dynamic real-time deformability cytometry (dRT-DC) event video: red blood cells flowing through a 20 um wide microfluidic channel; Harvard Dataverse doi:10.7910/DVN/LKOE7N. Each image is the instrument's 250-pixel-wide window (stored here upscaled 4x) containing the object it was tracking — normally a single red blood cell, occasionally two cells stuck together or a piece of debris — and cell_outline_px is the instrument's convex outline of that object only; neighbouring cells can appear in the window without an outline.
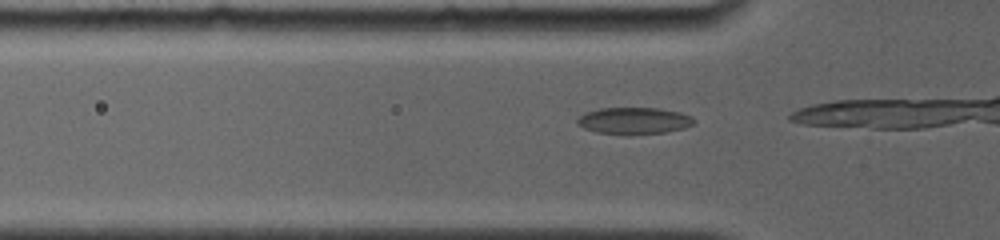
{"species": "common noctule bat (a hibernating species)", "species_latin": "Nyctalus noctula", "temperature_condition": "room temperature", "stored_images_in_passage": 52, "camera_frame_rate_fps": 4000, "um_per_image_px": 0.085, "animal": {"sex": "female", "body_mass_g": 19.0, "forearm_length_mm": 56.7}, "frame": {"image": 1, "passage_image": 3, "time_ms": 0.25, "image_size_px": [1000, 240], "cell_outline_px": [[696, 120], [692, 124], [684, 128], [664, 132], [628, 136], [596, 132], [584, 128], [576, 124], [576, 120], [584, 112], [600, 108], [660, 108], [680, 112], [692, 116]], "centroid_in_image_um": [53.87, 10.27], "position_along_channel_um": 71.9, "area_um2": 18.55}}
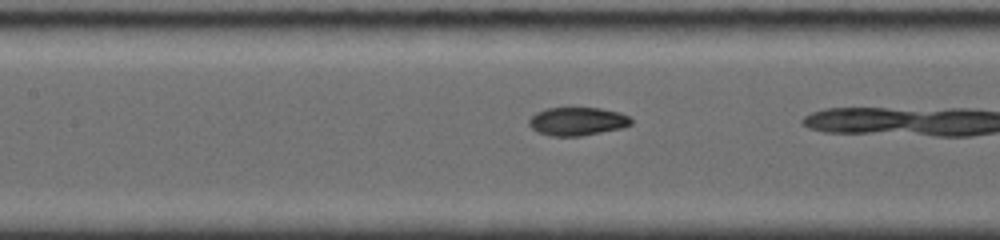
{"frame": {"image": 2, "passage_image": 19, "time_ms": 2.5, "image_size_px": [1000, 240], "cell_outline_px": [[632, 124], [624, 128], [580, 136], [552, 136], [536, 132], [528, 124], [528, 120], [536, 112], [548, 108], [600, 108], [620, 112], [628, 116], [632, 120]], "centroid_in_image_um": [49.08, 10.32], "position_along_channel_um": 158.3, "area_um2": 16.94}}
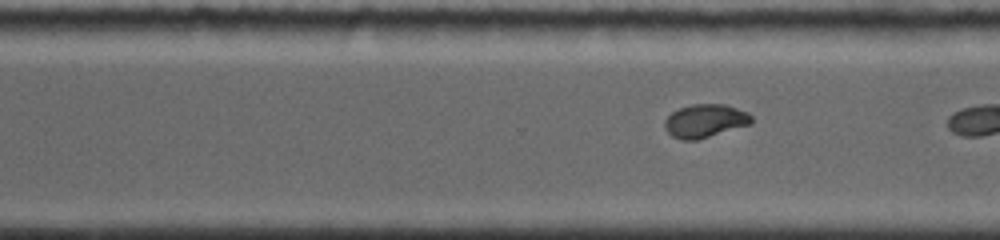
{"frame": {"image": 3, "passage_image": 50, "time_ms": 6.5, "image_size_px": [1000, 240], "cell_outline_px": [[752, 124], [696, 140], [680, 140], [672, 136], [664, 128], [664, 120], [672, 112], [680, 108], [692, 104], [724, 104], [748, 112], [752, 116]], "centroid_in_image_um": [59.93, 10.28], "position_along_channel_um": 310.7, "area_um2": 16.88}}